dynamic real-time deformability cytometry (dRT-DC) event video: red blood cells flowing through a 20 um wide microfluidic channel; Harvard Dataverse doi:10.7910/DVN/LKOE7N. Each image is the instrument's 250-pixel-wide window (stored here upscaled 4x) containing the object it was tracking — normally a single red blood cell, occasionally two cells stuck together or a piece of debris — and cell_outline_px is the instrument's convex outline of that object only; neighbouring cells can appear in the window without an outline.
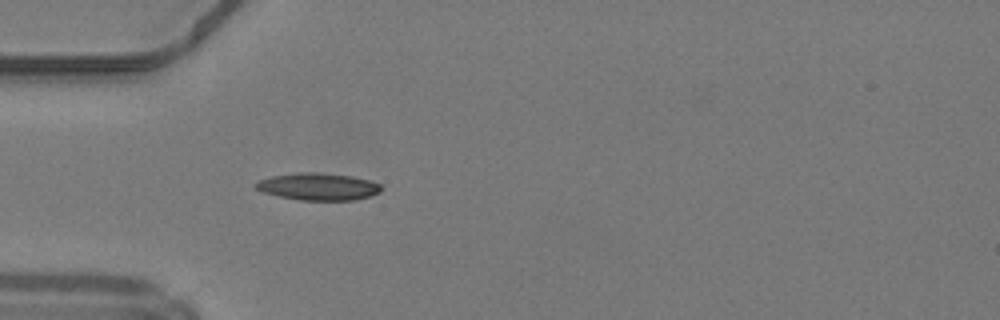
{"species": "common noctule bat (a hibernating species)", "species_latin": "Nyctalus noctula", "temperature_condition": "warm", "stored_images_in_passage": 10, "camera_frame_rate_fps": 3000, "um_per_image_px": 0.085, "animal": {"sex": "male", "body_mass_g": 19.2, "forearm_length_mm": 51.8}, "frame": {"image": 1, "passage_image": 1, "time_ms": 0.0, "image_size_px": [1000, 320], "cell_outline_px": [[380, 192], [356, 200], [300, 200], [276, 196], [264, 192], [256, 188], [252, 184], [260, 180], [272, 176], [300, 172], [316, 172], [352, 176], [368, 180], [380, 184]], "centroid_in_image_um": [27.01, 15.86], "position_along_channel_um": 58.0, "area_um2": 19.77}}
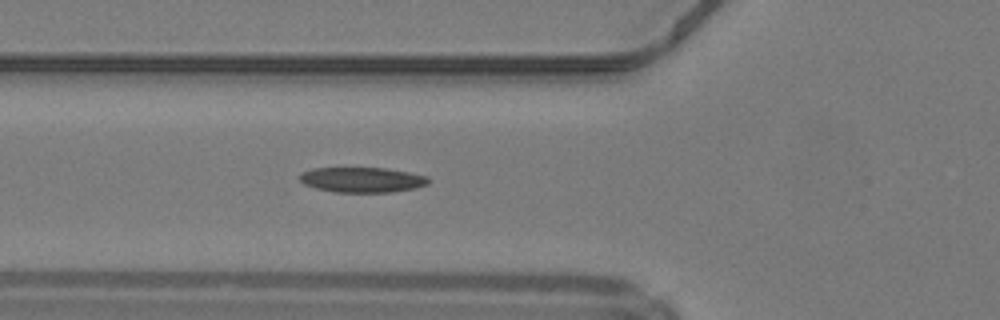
{"frame": {"image": 2, "passage_image": 4, "time_ms": 1.0, "image_size_px": [1000, 320], "cell_outline_px": [[428, 184], [416, 188], [392, 192], [336, 192], [316, 188], [304, 184], [300, 180], [300, 176], [304, 172], [312, 168], [384, 168], [408, 172], [428, 176]], "centroid_in_image_um": [30.8, 15.28], "position_along_channel_um": 95.0, "area_um2": 18.73}}
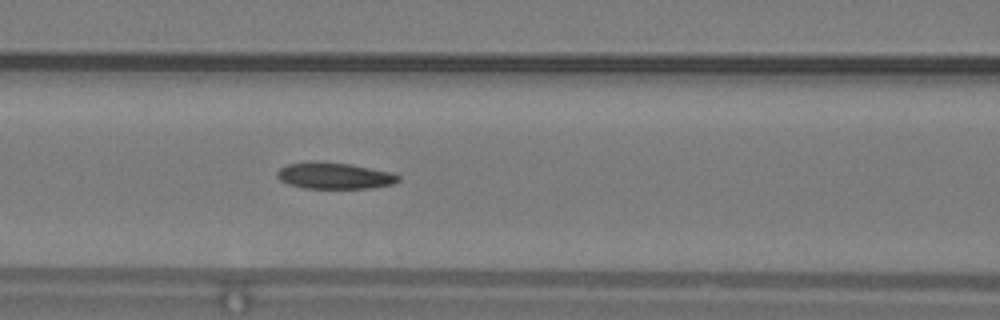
{"frame": {"image": 3, "passage_image": 7, "time_ms": 2.0, "image_size_px": [1000, 320], "cell_outline_px": [[400, 180], [392, 184], [372, 188], [304, 188], [288, 184], [280, 180], [276, 176], [276, 172], [280, 168], [288, 164], [308, 160], [316, 160], [352, 164], [392, 172], [400, 176]], "centroid_in_image_um": [28.4, 14.91], "position_along_channel_um": 138.2, "area_um2": 19.02}}